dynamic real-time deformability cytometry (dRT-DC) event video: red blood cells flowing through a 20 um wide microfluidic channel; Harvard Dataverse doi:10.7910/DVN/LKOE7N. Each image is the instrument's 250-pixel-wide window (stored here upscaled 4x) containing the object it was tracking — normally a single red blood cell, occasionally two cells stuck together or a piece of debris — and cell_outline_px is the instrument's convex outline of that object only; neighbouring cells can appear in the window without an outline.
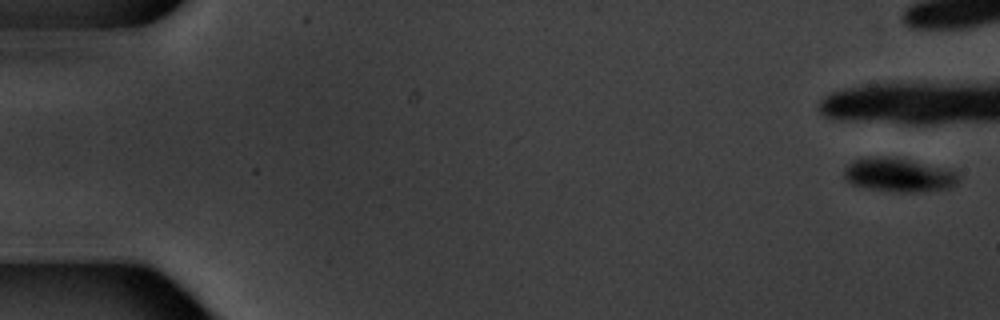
{"species": "common noctule bat (a hibernating species)", "species_latin": "Nyctalus noctula", "temperature_condition": "warm", "stored_images_in_passage": 5, "segment_of_instrument_passage": [2, 2], "camera_frame_rate_fps": 3000, "um_per_image_px": 0.085, "animal": {"sex": "male", "body_mass_g": 20.1, "forearm_length_mm": 53.5}, "frame": {"image": 1, "passage_image": 5, "time_ms": 5.667, "image_size_px": [1000, 320], "cell_outline_px": [[960, 180], [952, 188], [924, 192], [896, 192], [872, 188], [852, 184], [844, 176], [844, 172], [848, 164], [856, 160], [904, 160], [956, 172], [960, 176]], "centroid_in_image_um": [76.48, 14.96], "position_along_channel_um": 8.5, "area_um2": 21.04}}